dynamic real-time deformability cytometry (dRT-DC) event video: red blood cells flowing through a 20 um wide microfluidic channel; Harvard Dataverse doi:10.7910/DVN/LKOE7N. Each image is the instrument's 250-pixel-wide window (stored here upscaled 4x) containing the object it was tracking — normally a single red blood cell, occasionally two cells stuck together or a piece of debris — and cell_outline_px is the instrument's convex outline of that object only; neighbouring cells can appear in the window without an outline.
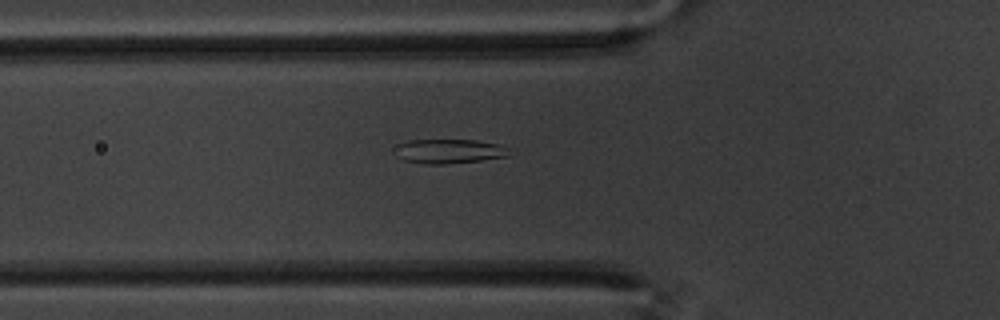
{"species": "common noctule bat (a hibernating species)", "species_latin": "Nyctalus noctula", "temperature_condition": "warm", "stored_images_in_passage": 42, "camera_frame_rate_fps": 3000, "um_per_image_px": 0.085, "animal": {"sex": "male", "body_mass_g": 20.1, "forearm_length_mm": 53.5}, "frame": {"image": 1, "passage_image": 4, "time_ms": 1.0, "image_size_px": [1000, 320], "cell_outline_px": [[508, 156], [480, 160], [444, 164], [424, 164], [404, 160], [396, 156], [400, 144], [408, 140], [476, 140], [496, 144], [508, 148]], "centroid_in_image_um": [38.17, 12.86], "position_along_channel_um": 87.6, "area_um2": 15.84}}
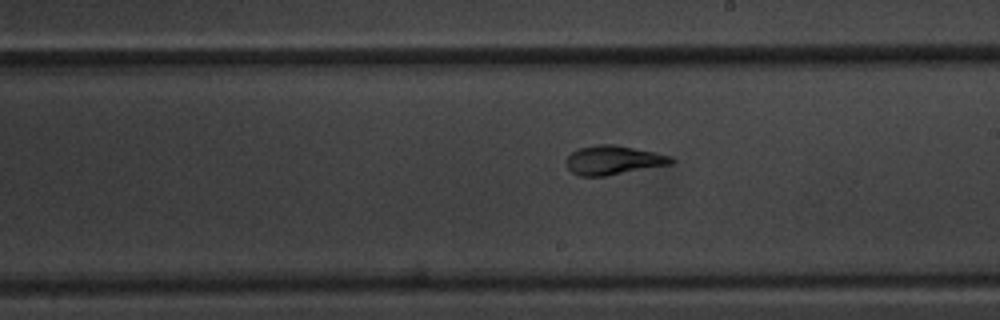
{"frame": {"image": 2, "passage_image": 17, "time_ms": 5.333, "image_size_px": [1000, 320], "cell_outline_px": [[676, 160], [672, 164], [604, 176], [580, 176], [572, 172], [568, 168], [568, 156], [572, 152], [580, 148], [600, 144], [616, 144], [652, 152], [668, 156]], "centroid_in_image_um": [52.14, 13.61], "position_along_channel_um": 236.9, "area_um2": 17.4}}
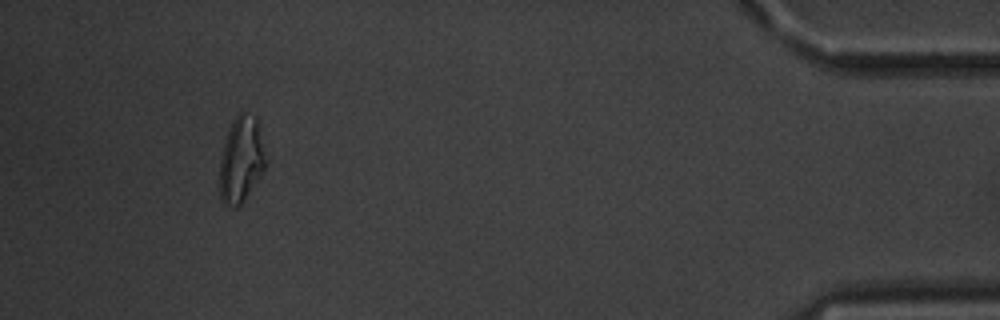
{"frame": {"image": 3, "passage_image": 38, "time_ms": 12.333, "image_size_px": [1000, 320], "cell_outline_px": [[264, 168], [260, 176], [244, 200], [236, 208], [220, 200], [220, 156], [224, 140], [228, 128], [232, 120], [240, 112], [244, 112], [256, 116], [264, 160]], "centroid_in_image_um": [20.45, 13.55], "position_along_channel_um": 414.8, "area_um2": 22.54}, "authors_computed_cell_mechanics": {"area_um2": 17.4267, "velocity_mm_per_s": 3.4326, "shape_relaxation_time_tau1_ms": 8.9153, "shape_relaxation_time_tau2_ms": 1.3252, "deformation_change_tau1": 0.227, "deformation_change_tau2": 0.0838}}